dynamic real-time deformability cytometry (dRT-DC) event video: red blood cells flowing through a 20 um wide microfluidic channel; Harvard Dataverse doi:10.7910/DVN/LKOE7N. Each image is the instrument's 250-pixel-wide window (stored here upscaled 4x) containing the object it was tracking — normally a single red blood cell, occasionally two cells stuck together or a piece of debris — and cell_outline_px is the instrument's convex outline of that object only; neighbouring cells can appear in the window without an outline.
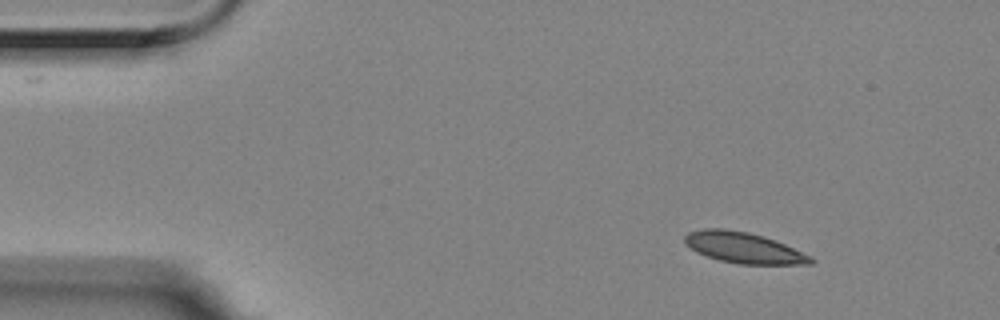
{"species": "Egyptian fruit bat (a non-hibernating species)", "species_latin": "Rousettus aegyptiacus", "temperature_condition": "room temperature", "stored_images_in_passage": 10, "camera_frame_rate_fps": 3000, "um_per_image_px": 0.085, "animal": {"sex": "female"}, "frame": {"image": 1, "passage_image": 1, "time_ms": 0.0, "image_size_px": [1000, 320], "cell_outline_px": [[816, 260], [812, 264], [740, 264], [720, 260], [696, 252], [684, 244], [684, 236], [688, 232], [704, 228], [724, 228], [748, 232], [764, 236], [776, 240], [812, 256]], "centroid_in_image_um": [63.22, 21.05], "position_along_channel_um": 21.8, "area_um2": 22.83}}
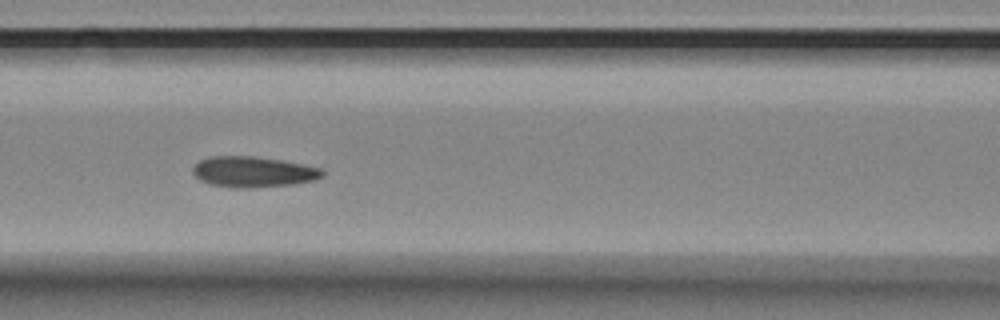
{"frame": {"image": 2, "passage_image": 6, "time_ms": 1.667, "image_size_px": [1000, 320], "cell_outline_px": [[324, 176], [316, 180], [292, 184], [248, 188], [232, 188], [212, 184], [200, 180], [192, 172], [192, 168], [200, 160], [212, 156], [256, 156], [280, 160], [320, 168], [324, 172]], "centroid_in_image_um": [21.51, 14.61], "position_along_channel_um": 145.1, "area_um2": 23.06}}
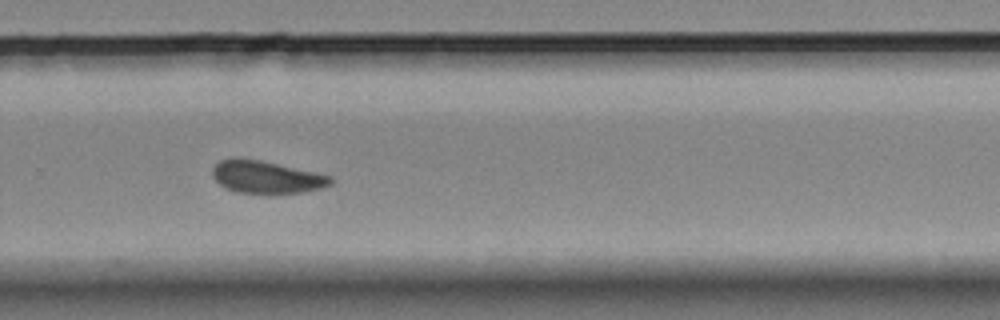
{"frame": {"image": 3, "passage_image": 10, "time_ms": 3.0, "image_size_px": [1000, 320], "cell_outline_px": [[332, 184], [320, 188], [304, 192], [236, 192], [224, 188], [212, 176], [212, 168], [220, 160], [260, 160], [332, 176]], "centroid_in_image_um": [22.65, 15.06], "position_along_channel_um": 307.2, "area_um2": 21.56}}